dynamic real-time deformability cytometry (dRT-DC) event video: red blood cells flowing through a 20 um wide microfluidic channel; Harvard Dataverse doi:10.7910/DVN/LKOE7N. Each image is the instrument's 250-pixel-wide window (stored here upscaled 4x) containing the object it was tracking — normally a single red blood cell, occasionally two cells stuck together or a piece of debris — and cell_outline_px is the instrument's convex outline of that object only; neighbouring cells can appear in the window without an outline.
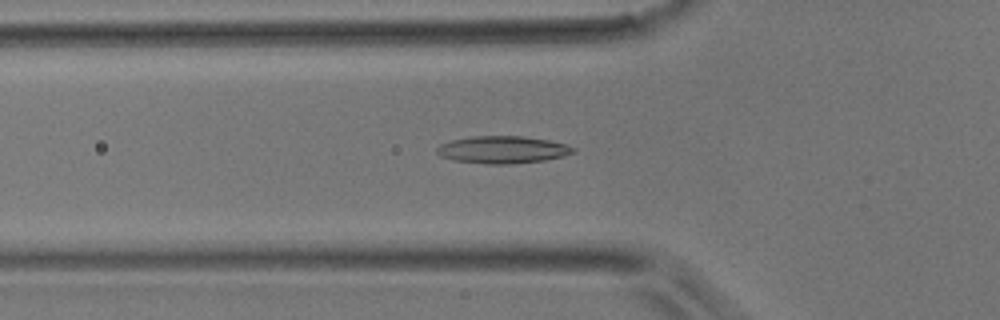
{"species": "common noctule bat (a hibernating species)", "species_latin": "Nyctalus noctula", "temperature_condition": "room temperature", "stored_images_in_passage": 46, "camera_frame_rate_fps": 3000, "um_per_image_px": 0.085, "animal": {"sex": "male", "body_mass_g": 17.9}, "frame": {"image": 1, "passage_image": 15, "time_ms": 4.667, "image_size_px": [1000, 320], "cell_outline_px": [[576, 152], [564, 156], [544, 160], [512, 164], [488, 164], [452, 160], [440, 156], [436, 152], [436, 148], [440, 144], [452, 140], [472, 136], [524, 136], [548, 140], [568, 144], [576, 148]], "centroid_in_image_um": [42.74, 12.72], "position_along_channel_um": 83.1, "area_um2": 21.91}}
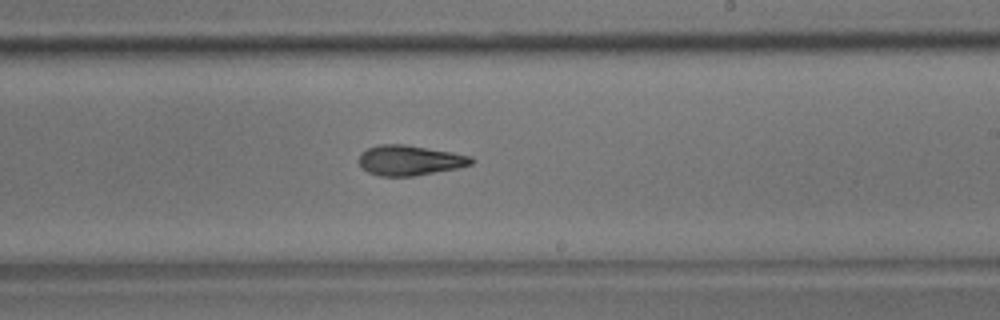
{"frame": {"image": 2, "passage_image": 27, "time_ms": 8.667, "image_size_px": [1000, 320], "cell_outline_px": [[476, 160], [472, 164], [460, 168], [412, 176], [380, 176], [368, 172], [360, 164], [360, 152], [368, 148], [380, 144], [404, 144], [452, 152], [472, 156]], "centroid_in_image_um": [34.87, 13.62], "position_along_channel_um": 254.1, "area_um2": 19.77}}
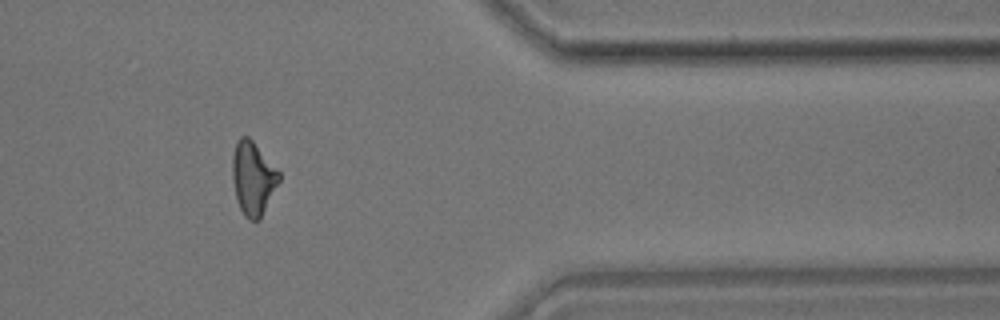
{"frame": {"image": 3, "passage_image": 38, "time_ms": 12.333, "image_size_px": [1000, 320], "cell_outline_px": [[280, 180], [260, 220], [248, 220], [244, 216], [236, 200], [232, 176], [232, 156], [236, 140], [240, 136], [248, 136], [252, 140], [280, 172]], "centroid_in_image_um": [21.49, 15.15], "position_along_channel_um": 389.9, "area_um2": 20.06}}